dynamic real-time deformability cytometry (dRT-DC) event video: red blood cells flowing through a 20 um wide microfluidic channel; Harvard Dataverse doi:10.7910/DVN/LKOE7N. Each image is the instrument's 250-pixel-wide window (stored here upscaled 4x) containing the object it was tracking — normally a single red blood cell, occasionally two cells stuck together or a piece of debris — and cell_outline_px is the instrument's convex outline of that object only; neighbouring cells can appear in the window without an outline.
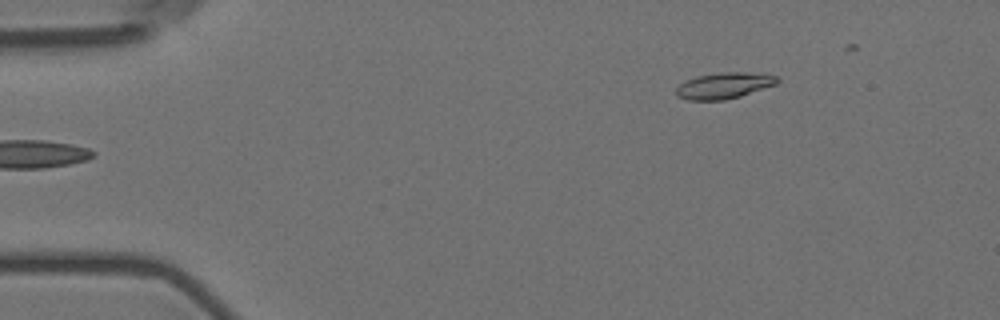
{"species": "Egyptian fruit bat (a non-hibernating species)", "species_latin": "Rousettus aegyptiacus", "temperature_condition": "room temperature", "stored_images_in_passage": 39, "camera_frame_rate_fps": 3000, "um_per_image_px": 0.085, "animal": {"sex": "female"}, "frame": {"image": 1, "passage_image": 1, "time_ms": 0.0, "image_size_px": [1000, 320], "cell_outline_px": [[780, 80], [776, 84], [740, 96], [724, 100], [688, 100], [676, 96], [676, 88], [680, 84], [696, 76], [720, 72], [748, 72], [776, 76]], "centroid_in_image_um": [61.52, 7.27], "position_along_channel_um": 23.5, "area_um2": 15.26}}
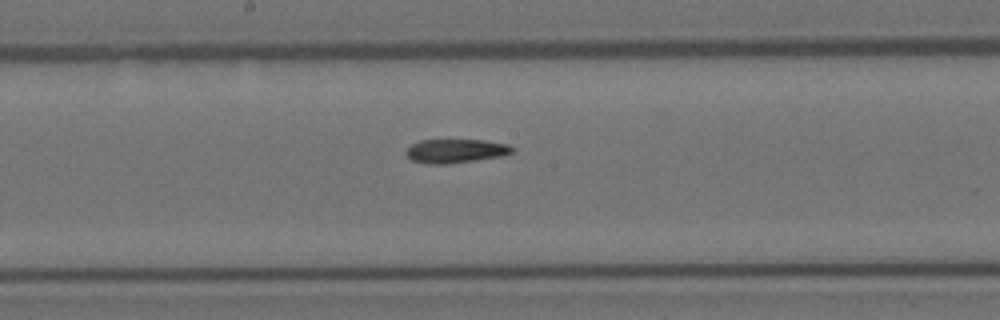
{"frame": {"image": 2, "passage_image": 23, "time_ms": 7.333, "image_size_px": [1000, 320], "cell_outline_px": [[516, 148], [512, 152], [500, 156], [448, 164], [428, 164], [412, 160], [404, 152], [412, 144], [420, 140], [484, 140], [508, 144]], "centroid_in_image_um": [38.73, 12.82], "position_along_channel_um": 209.5, "area_um2": 14.68}}
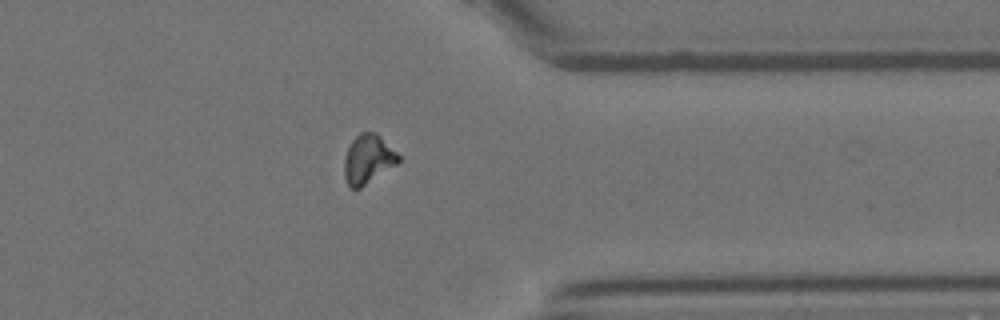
{"frame": {"image": 3, "passage_image": 38, "time_ms": 12.333, "image_size_px": [1000, 320], "cell_outline_px": [[400, 160], [396, 164], [360, 188], [352, 188], [348, 184], [344, 176], [344, 160], [348, 148], [352, 140], [360, 132], [376, 132], [400, 156]], "centroid_in_image_um": [31.27, 13.52], "position_along_channel_um": 380.1, "area_um2": 15.2}}